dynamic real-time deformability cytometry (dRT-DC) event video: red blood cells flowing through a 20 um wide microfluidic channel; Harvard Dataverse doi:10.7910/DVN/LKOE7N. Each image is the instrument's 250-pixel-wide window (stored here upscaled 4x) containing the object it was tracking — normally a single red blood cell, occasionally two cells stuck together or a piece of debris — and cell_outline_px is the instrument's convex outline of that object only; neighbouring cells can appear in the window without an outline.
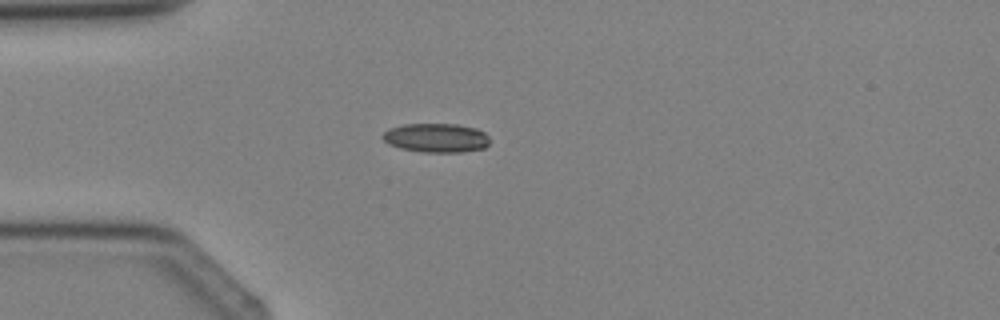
{"species": "Egyptian fruit bat (a non-hibernating species)", "species_latin": "Rousettus aegyptiacus", "temperature_condition": "cold", "stored_images_in_passage": 2, "camera_frame_rate_fps": 3000, "um_per_image_px": 0.085, "animal": {"sex": "female"}, "frame": {"image": 1, "passage_image": 2, "time_ms": 1.333, "image_size_px": [1000, 320], "cell_outline_px": [[488, 144], [484, 148], [460, 152], [424, 152], [400, 148], [388, 144], [380, 136], [388, 128], [404, 124], [456, 124], [476, 128], [484, 132], [488, 136]], "centroid_in_image_um": [37.04, 11.71], "position_along_channel_um": 48.0, "area_um2": 18.15}}